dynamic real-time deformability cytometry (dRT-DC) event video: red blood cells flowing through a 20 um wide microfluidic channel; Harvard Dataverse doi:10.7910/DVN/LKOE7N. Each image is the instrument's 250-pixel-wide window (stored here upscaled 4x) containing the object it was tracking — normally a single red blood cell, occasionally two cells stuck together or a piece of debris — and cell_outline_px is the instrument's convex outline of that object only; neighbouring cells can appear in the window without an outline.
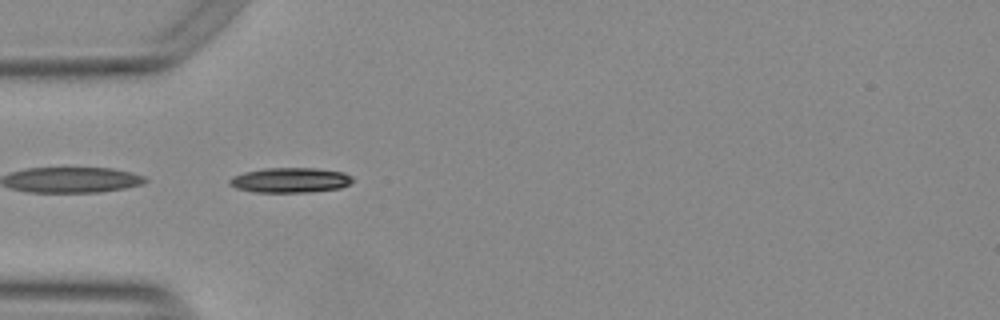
{"species": "Egyptian fruit bat (a non-hibernating species)", "species_latin": "Rousettus aegyptiacus", "temperature_condition": "warm", "stored_images_in_passage": 38, "camera_frame_rate_fps": 3000, "um_per_image_px": 0.085, "animal": {"sex": "female"}, "frame": {"image": 1, "passage_image": 1, "time_ms": 0.0, "image_size_px": [1000, 320], "cell_outline_px": [[352, 180], [348, 184], [340, 188], [308, 192], [256, 192], [236, 188], [228, 184], [228, 180], [232, 176], [244, 172], [264, 168], [316, 168], [344, 172], [352, 176]], "centroid_in_image_um": [24.64, 15.3], "position_along_channel_um": 60.4, "area_um2": 17.92}}
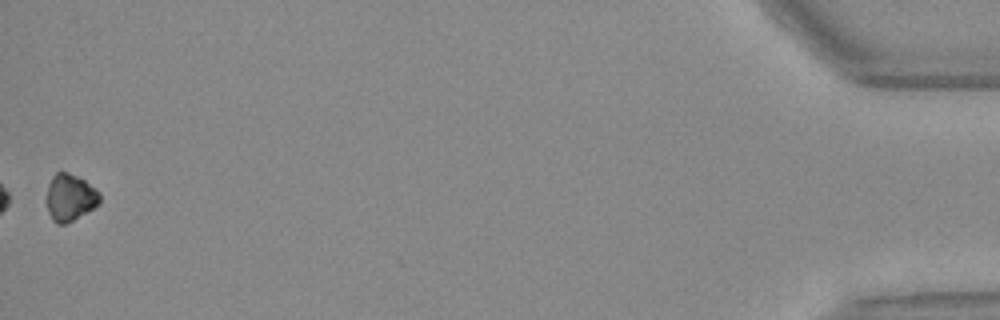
{"frame": {"image": 2, "passage_image": 38, "time_ms": 12.333, "image_size_px": [1000, 320], "cell_outline_px": [[100, 204], [72, 220], [64, 224], [56, 224], [52, 220], [48, 212], [48, 184], [52, 176], [56, 172], [68, 172], [84, 180], [100, 192]], "centroid_in_image_um": [5.96, 16.78], "position_along_channel_um": 429.2, "area_um2": 14.33}, "authors_computed_cell_mechanics": {"area_um2": 16.6464, "velocity_mm_per_s": 3.795, "shape_relaxation_time_tau1_ms": 5.1615, "shape_relaxation_time_tau2_ms": null, "deformation_change_tau1": 0.1054, "deformation_change_tau2": null}}